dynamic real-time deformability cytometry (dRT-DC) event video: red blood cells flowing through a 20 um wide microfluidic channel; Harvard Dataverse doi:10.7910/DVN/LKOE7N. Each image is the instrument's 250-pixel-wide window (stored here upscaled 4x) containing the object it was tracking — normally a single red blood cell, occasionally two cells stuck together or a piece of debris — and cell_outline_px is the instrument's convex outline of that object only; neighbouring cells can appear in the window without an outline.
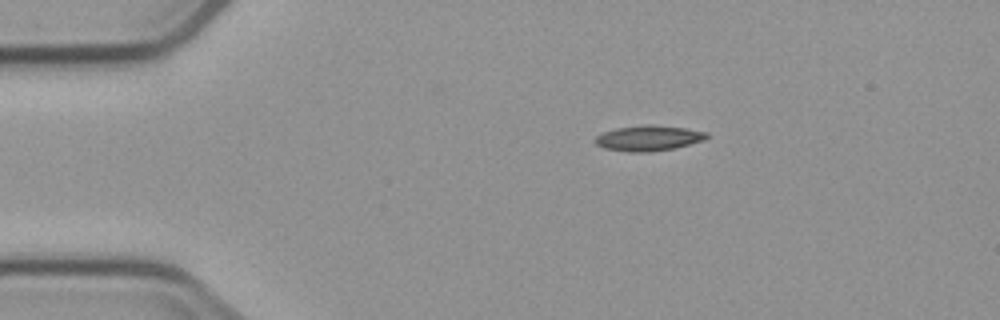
{"species": "common noctule bat (a hibernating species)", "species_latin": "Nyctalus noctula", "temperature_condition": "cold", "stored_images_in_passage": 6, "camera_frame_rate_fps": 3000, "um_per_image_px": 0.085, "animal": {"sex": "male", "body_mass_g": 23.1, "forearm_length_mm": 52.7}, "frame": {"image": 1, "passage_image": 2, "time_ms": 1.333, "image_size_px": [1000, 320], "cell_outline_px": [[708, 136], [704, 140], [672, 148], [648, 152], [628, 152], [604, 148], [596, 144], [596, 136], [604, 132], [616, 128], [648, 124], [684, 128], [708, 132]], "centroid_in_image_um": [55.11, 11.74], "position_along_channel_um": 29.9, "area_um2": 16.24}}
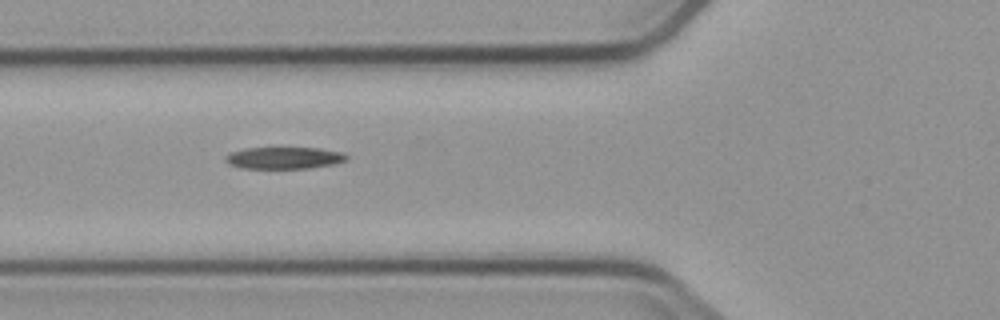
{"frame": {"image": 2, "passage_image": 5, "time_ms": 4.667, "image_size_px": [1000, 320], "cell_outline_px": [[348, 156], [344, 160], [332, 164], [308, 168], [240, 168], [228, 164], [224, 160], [224, 156], [232, 152], [244, 148], [316, 148], [340, 152]], "centroid_in_image_um": [24.06, 13.42], "position_along_channel_um": 101.7, "area_um2": 15.2}}
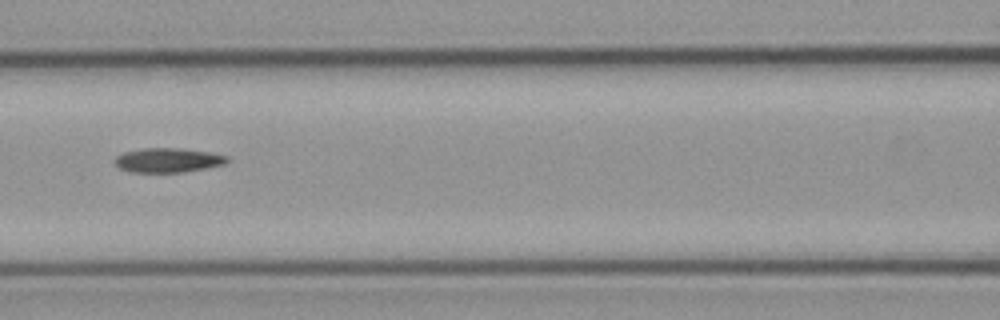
{"frame": {"image": 3, "passage_image": 6, "time_ms": 6.0, "image_size_px": [1000, 320], "cell_outline_px": [[228, 160], [224, 164], [208, 168], [180, 172], [128, 172], [120, 168], [112, 160], [116, 156], [124, 152], [144, 148], [176, 148], [208, 152], [228, 156]], "centroid_in_image_um": [14.24, 13.62], "position_along_channel_um": 152.4, "area_um2": 15.9}}